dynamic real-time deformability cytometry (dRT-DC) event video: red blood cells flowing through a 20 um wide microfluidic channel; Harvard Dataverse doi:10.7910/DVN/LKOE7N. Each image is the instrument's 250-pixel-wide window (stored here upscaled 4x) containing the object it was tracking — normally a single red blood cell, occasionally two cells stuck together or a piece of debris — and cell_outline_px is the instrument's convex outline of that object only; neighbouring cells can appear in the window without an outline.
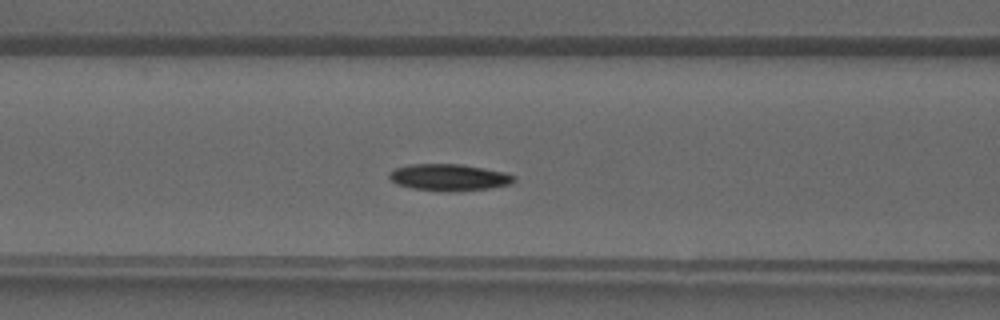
{"species": "common noctule bat (a hibernating species)", "species_latin": "Nyctalus noctula", "temperature_condition": "warm", "stored_images_in_passage": 36, "camera_frame_rate_fps": 3000, "um_per_image_px": 0.085, "animal": {"sex": "male", "forearm_length_mm": 52.5}, "frame": {"image": 1, "passage_image": 12, "time_ms": 3.667, "image_size_px": [1000, 320], "cell_outline_px": [[516, 180], [512, 184], [488, 188], [448, 192], [412, 188], [396, 184], [388, 176], [388, 172], [392, 168], [408, 164], [460, 164], [484, 168], [504, 172], [516, 176]], "centroid_in_image_um": [38.14, 15.07], "position_along_channel_um": 128.5, "area_um2": 19.59}}
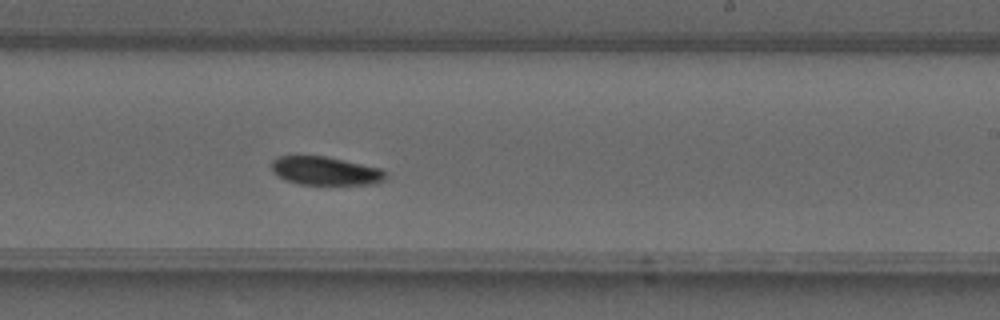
{"frame": {"image": 2, "passage_image": 20, "time_ms": 6.333, "image_size_px": [1000, 320], "cell_outline_px": [[388, 172], [384, 180], [372, 184], [300, 184], [284, 180], [272, 172], [272, 160], [276, 156], [324, 156], [344, 160], [380, 168]], "centroid_in_image_um": [27.64, 14.52], "position_along_channel_um": 261.4, "area_um2": 18.9}}
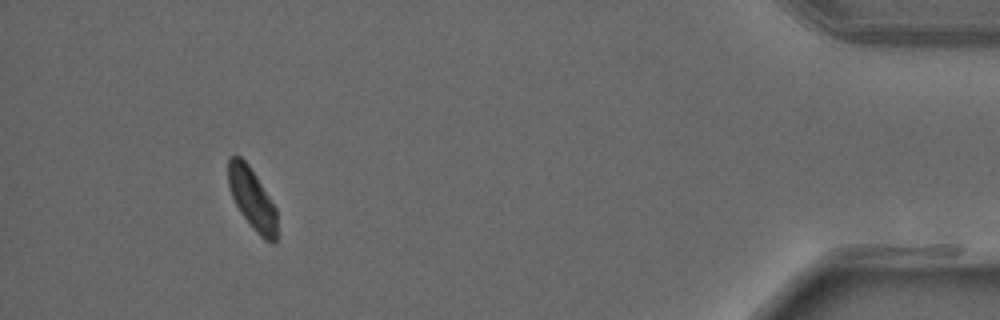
{"frame": {"image": 3, "passage_image": 33, "time_ms": 10.667, "image_size_px": [1000, 320], "cell_outline_px": [[276, 244], [272, 244], [264, 240], [256, 232], [240, 212], [232, 196], [228, 184], [228, 156], [240, 156], [248, 164], [256, 176], [276, 208]], "centroid_in_image_um": [21.42, 16.91], "position_along_channel_um": 413.8, "area_um2": 17.28}}